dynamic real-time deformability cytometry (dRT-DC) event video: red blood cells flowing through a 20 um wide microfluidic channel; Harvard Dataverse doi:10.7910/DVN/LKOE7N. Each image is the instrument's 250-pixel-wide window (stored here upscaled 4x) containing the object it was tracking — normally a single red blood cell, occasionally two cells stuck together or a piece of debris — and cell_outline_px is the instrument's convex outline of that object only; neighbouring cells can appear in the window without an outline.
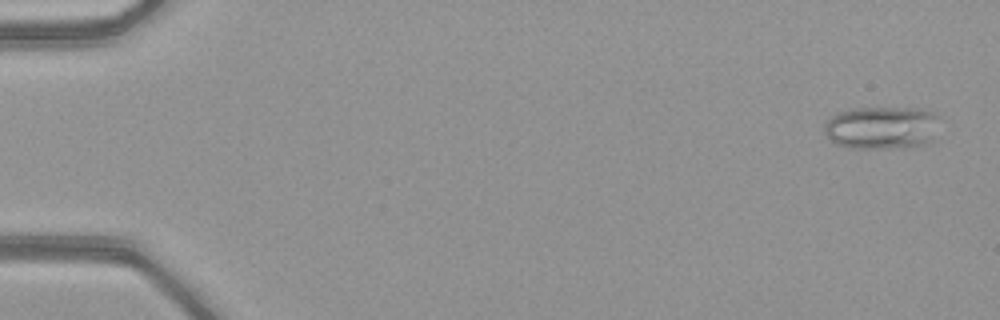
{"species": "common noctule bat (a hibernating species)", "species_latin": "Nyctalus noctula", "temperature_condition": "warm", "stored_images_in_passage": 52, "camera_frame_rate_fps": 3000, "um_per_image_px": 0.085, "animal": {"sex": "female", "body_mass_g": 21.9}, "frame": {"image": 1, "passage_image": 3, "time_ms": 0.667, "image_size_px": [1000, 320], "cell_outline_px": [[936, 116], [932, 140], [928, 144], [888, 148], [848, 148], [836, 144], [824, 132], [824, 128], [828, 120], [836, 112], [852, 108], [920, 108], [932, 112]], "centroid_in_image_um": [74.89, 10.85], "position_along_channel_um": 10.1, "area_um2": 28.5}}
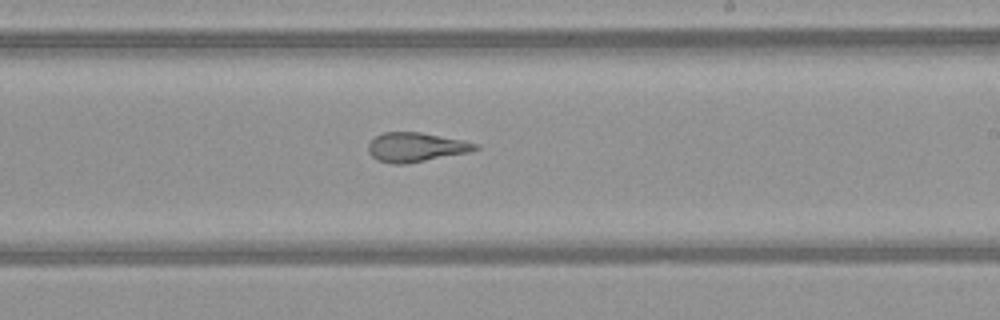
{"frame": {"image": 2, "passage_image": 32, "time_ms": 10.333, "image_size_px": [1000, 320], "cell_outline_px": [[480, 148], [468, 152], [408, 164], [392, 164], [376, 160], [368, 152], [368, 144], [376, 136], [384, 132], [420, 132], [464, 140], [480, 144]], "centroid_in_image_um": [35.36, 12.51], "position_along_channel_um": 253.6, "area_um2": 18.38}}
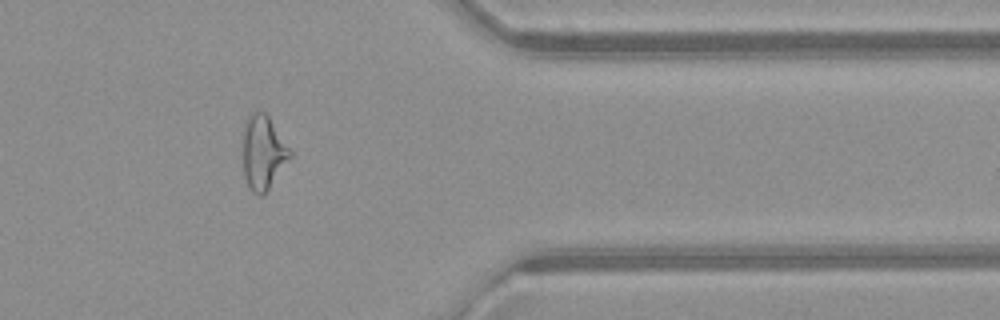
{"frame": {"image": 3, "passage_image": 43, "time_ms": 14.0, "image_size_px": [1000, 320], "cell_outline_px": [[292, 156], [268, 188], [260, 196], [252, 192], [244, 176], [244, 120], [252, 112], [264, 112], [268, 116], [292, 152]], "centroid_in_image_um": [22.36, 12.94], "position_along_channel_um": 389.0, "area_um2": 19.83}, "authors_computed_cell_mechanics": {"area_um2": 22.253, "velocity_mm_per_s": 4.1093, "shape_relaxation_time_tau1_ms": 8.5243, "shape_relaxation_time_tau2_ms": 1.1607, "deformation_change_tau1": 0.2421, "deformation_change_tau2": 0.1092}}